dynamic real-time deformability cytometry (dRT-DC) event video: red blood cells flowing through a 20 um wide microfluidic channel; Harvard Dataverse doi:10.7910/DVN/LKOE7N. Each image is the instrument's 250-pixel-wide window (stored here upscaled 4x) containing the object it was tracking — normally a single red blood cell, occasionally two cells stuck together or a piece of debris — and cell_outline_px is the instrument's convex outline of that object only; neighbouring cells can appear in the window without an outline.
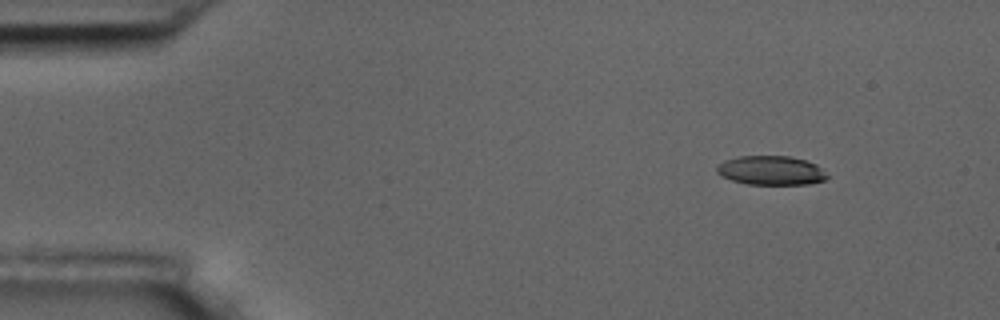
{"species": "common noctule bat (a hibernating species)", "species_latin": "Nyctalus noctula", "temperature_condition": "room temperature", "stored_images_in_passage": 3, "camera_frame_rate_fps": 3000, "um_per_image_px": 0.085, "animal": {"sex": "male", "body_mass_g": 17.5, "forearm_length_mm": 52.3}, "frame": {"image": 1, "passage_image": 1, "time_ms": 0.0, "image_size_px": [1000, 320], "cell_outline_px": [[828, 176], [824, 180], [808, 184], [748, 184], [732, 180], [716, 172], [716, 168], [724, 160], [736, 156], [788, 156], [804, 160], [816, 164]], "centroid_in_image_um": [65.52, 14.48], "position_along_channel_um": 19.5, "area_um2": 18.5}}
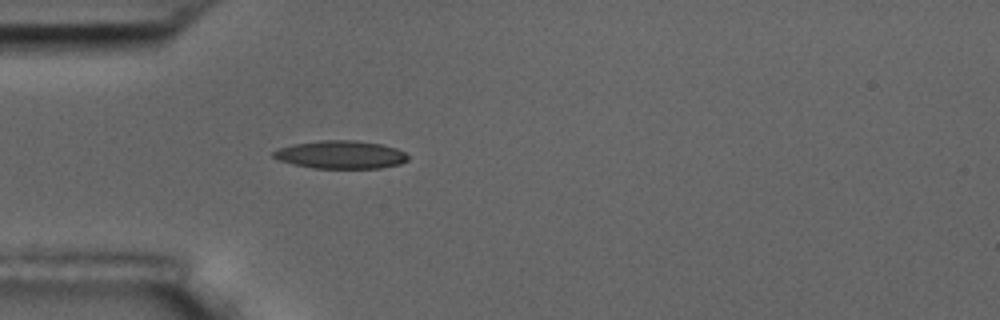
{"frame": {"image": 2, "passage_image": 3, "time_ms": 3.333, "image_size_px": [1000, 320], "cell_outline_px": [[408, 160], [400, 164], [380, 168], [312, 168], [292, 164], [280, 160], [272, 156], [272, 152], [276, 148], [292, 144], [320, 140], [356, 140], [380, 144], [396, 148], [404, 152], [408, 156]], "centroid_in_image_um": [28.93, 13.14], "position_along_channel_um": 56.1, "area_um2": 22.08}}